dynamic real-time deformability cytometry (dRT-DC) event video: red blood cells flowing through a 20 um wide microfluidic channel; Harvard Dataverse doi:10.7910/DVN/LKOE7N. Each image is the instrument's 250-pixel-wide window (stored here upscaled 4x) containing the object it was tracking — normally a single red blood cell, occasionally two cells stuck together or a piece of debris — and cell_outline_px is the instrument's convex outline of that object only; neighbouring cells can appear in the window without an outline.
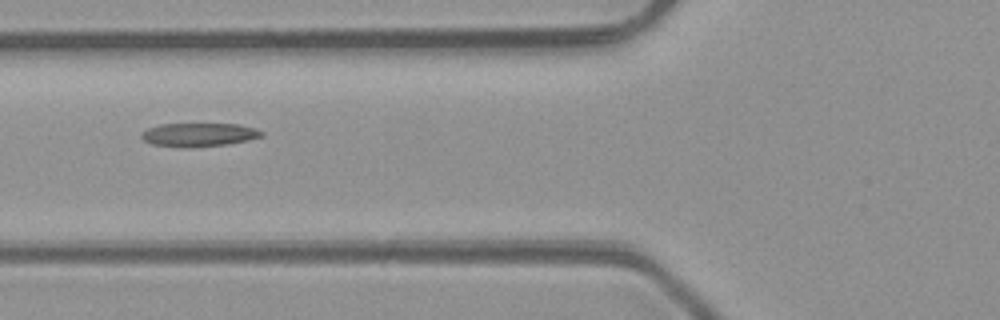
{"species": "common noctule bat (a hibernating species)", "species_latin": "Nyctalus noctula", "temperature_condition": "room temperature", "stored_images_in_passage": 6, "camera_frame_rate_fps": 3000, "um_per_image_px": 0.085, "animal": {"sex": "male", "body_mass_g": 23.1, "forearm_length_mm": 52.7}, "frame": {"image": 1, "passage_image": 6, "time_ms": 5.667, "image_size_px": [1000, 320], "cell_outline_px": [[264, 136], [248, 140], [228, 144], [192, 148], [180, 148], [152, 144], [144, 140], [140, 136], [148, 128], [160, 124], [240, 124], [256, 128], [264, 132]], "centroid_in_image_um": [16.94, 11.46], "position_along_channel_um": 108.9, "area_um2": 16.7}}